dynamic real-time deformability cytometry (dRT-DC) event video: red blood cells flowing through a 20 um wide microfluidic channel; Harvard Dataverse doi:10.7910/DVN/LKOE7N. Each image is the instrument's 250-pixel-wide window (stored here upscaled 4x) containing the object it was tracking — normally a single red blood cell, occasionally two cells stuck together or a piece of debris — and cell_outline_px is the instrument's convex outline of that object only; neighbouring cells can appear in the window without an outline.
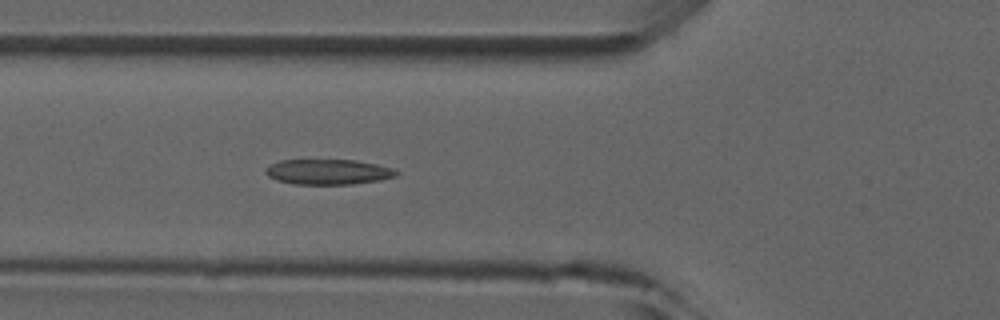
{"species": "common noctule bat (a hibernating species)", "species_latin": "Nyctalus noctula", "temperature_condition": "room temperature", "stored_images_in_passage": 5, "camera_frame_rate_fps": 3000, "um_per_image_px": 0.085, "animal": {"sex": "male", "forearm_length_mm": 52.5}, "frame": {"image": 1, "passage_image": 5, "time_ms": 5.333, "image_size_px": [1000, 320], "cell_outline_px": [[400, 172], [396, 176], [380, 180], [352, 184], [292, 184], [276, 180], [268, 176], [264, 172], [264, 168], [280, 160], [356, 160], [376, 164], [392, 168]], "centroid_in_image_um": [27.88, 14.61], "position_along_channel_um": 97.9, "area_um2": 19.31}}